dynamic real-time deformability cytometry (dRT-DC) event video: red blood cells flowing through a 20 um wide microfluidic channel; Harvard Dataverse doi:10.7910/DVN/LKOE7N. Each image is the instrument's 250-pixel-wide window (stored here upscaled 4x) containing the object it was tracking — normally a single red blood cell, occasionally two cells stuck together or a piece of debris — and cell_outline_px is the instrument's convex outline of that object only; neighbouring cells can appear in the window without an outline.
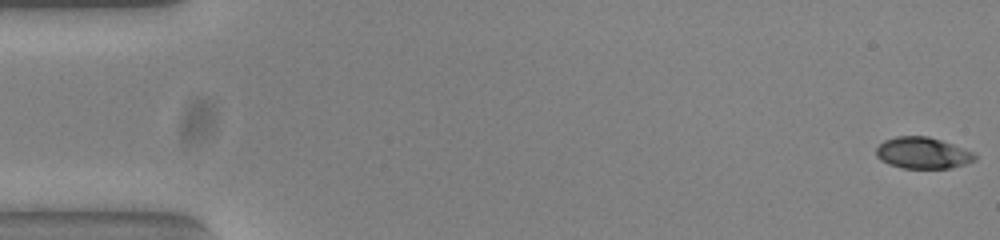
{"species": "common noctule bat (a hibernating species)", "species_latin": "Nyctalus noctula", "temperature_condition": "warm", "stored_images_in_passage": 54, "camera_frame_rate_fps": 3000, "um_per_image_px": 0.085, "animal": {"sex": "female", "body_mass_g": 23.0, "forearm_length_mm": 53.4}, "frame": {"image": 1, "passage_image": 1, "time_ms": 0.0, "image_size_px": [1000, 240], "cell_outline_px": [[976, 160], [952, 168], [900, 168], [888, 164], [880, 160], [876, 156], [876, 148], [884, 140], [896, 136], [928, 136], [976, 152]], "centroid_in_image_um": [78.43, 13.0], "position_along_channel_um": 6.6, "area_um2": 18.21}}
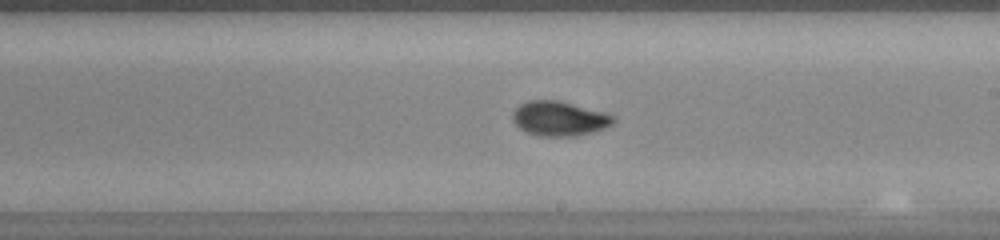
{"frame": {"image": 2, "passage_image": 31, "time_ms": 10.0, "image_size_px": [1000, 240], "cell_outline_px": [[616, 120], [612, 124], [604, 128], [576, 136], [540, 136], [528, 132], [520, 128], [512, 120], [512, 112], [520, 104], [528, 100], [556, 100], [604, 112], [616, 116]], "centroid_in_image_um": [47.53, 10.07], "position_along_channel_um": 241.5, "area_um2": 20.17}}
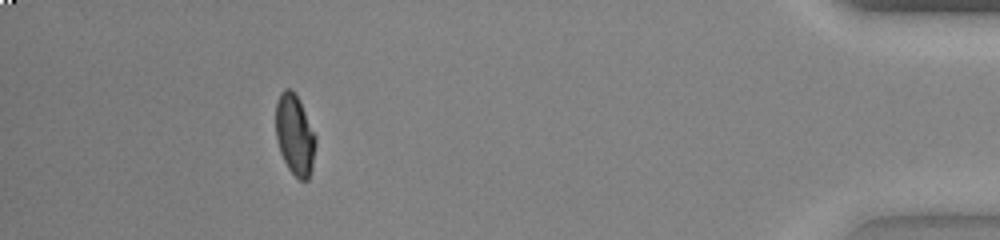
{"frame": {"image": 3, "passage_image": 49, "time_ms": 16.0, "image_size_px": [1000, 240], "cell_outline_px": [[316, 144], [312, 168], [308, 180], [300, 180], [288, 168], [280, 152], [276, 140], [276, 104], [280, 92], [284, 88], [288, 88], [296, 96], [316, 136]], "centroid_in_image_um": [25.05, 11.49], "position_along_channel_um": 410.2, "area_um2": 18.44}, "authors_computed_cell_mechanics": {"area_um2": 19.1318, "velocity_mm_per_s": 3.8345, "shape_relaxation_time_tau1_ms": 5.331, "shape_relaxation_time_tau2_ms": 1.6232, "deformation_change_tau1": 0.1954, "deformation_change_tau2": 0.055}}